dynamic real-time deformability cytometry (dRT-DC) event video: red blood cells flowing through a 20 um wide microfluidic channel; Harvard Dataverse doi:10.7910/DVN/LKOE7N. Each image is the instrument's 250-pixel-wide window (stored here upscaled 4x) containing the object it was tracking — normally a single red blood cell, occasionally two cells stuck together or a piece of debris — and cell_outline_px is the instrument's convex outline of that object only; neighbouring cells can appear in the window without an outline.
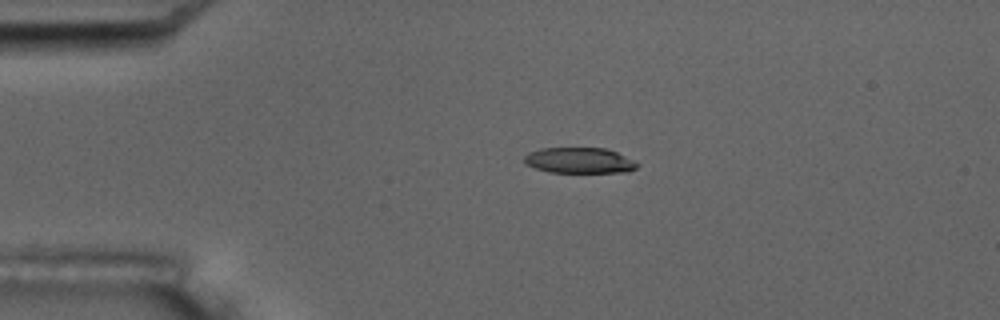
{"species": "common noctule bat (a hibernating species)", "species_latin": "Nyctalus noctula", "temperature_condition": "room temperature", "stored_images_in_passage": 8, "camera_frame_rate_fps": 3000, "um_per_image_px": 0.085, "animal": {"sex": "male", "body_mass_g": 17.5, "forearm_length_mm": 52.3}, "frame": {"image": 1, "passage_image": 4, "time_ms": 3.333, "image_size_px": [1000, 320], "cell_outline_px": [[640, 164], [636, 168], [628, 172], [548, 172], [524, 164], [524, 156], [528, 152], [540, 148], [604, 148], [616, 152]], "centroid_in_image_um": [49.21, 13.64], "position_along_channel_um": 35.8, "area_um2": 16.88}}